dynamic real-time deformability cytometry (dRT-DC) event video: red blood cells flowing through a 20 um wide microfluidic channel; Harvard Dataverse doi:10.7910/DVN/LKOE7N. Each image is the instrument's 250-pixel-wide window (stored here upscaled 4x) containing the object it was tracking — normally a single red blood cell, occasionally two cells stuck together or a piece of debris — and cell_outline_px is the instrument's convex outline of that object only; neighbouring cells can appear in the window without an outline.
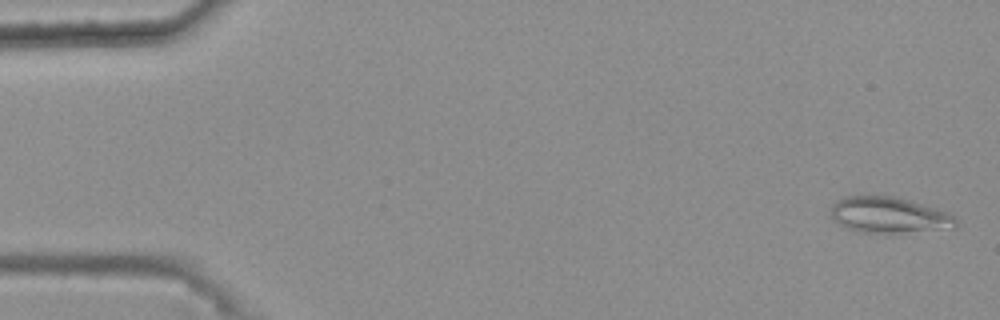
{"species": "common noctule bat (a hibernating species)", "species_latin": "Nyctalus noctula", "temperature_condition": "warm", "stored_images_in_passage": 11, "camera_frame_rate_fps": 3000, "um_per_image_px": 0.085, "animal": {"sex": "female", "body_mass_g": 25.1}, "frame": {"image": 1, "passage_image": 2, "time_ms": 0.333, "image_size_px": [1000, 320], "cell_outline_px": [[956, 228], [892, 236], [888, 236], [860, 232], [848, 228], [832, 220], [832, 204], [840, 196], [896, 196], [948, 212], [956, 216]], "centroid_in_image_um": [75.6, 18.34], "position_along_channel_um": 9.4, "area_um2": 27.4}}